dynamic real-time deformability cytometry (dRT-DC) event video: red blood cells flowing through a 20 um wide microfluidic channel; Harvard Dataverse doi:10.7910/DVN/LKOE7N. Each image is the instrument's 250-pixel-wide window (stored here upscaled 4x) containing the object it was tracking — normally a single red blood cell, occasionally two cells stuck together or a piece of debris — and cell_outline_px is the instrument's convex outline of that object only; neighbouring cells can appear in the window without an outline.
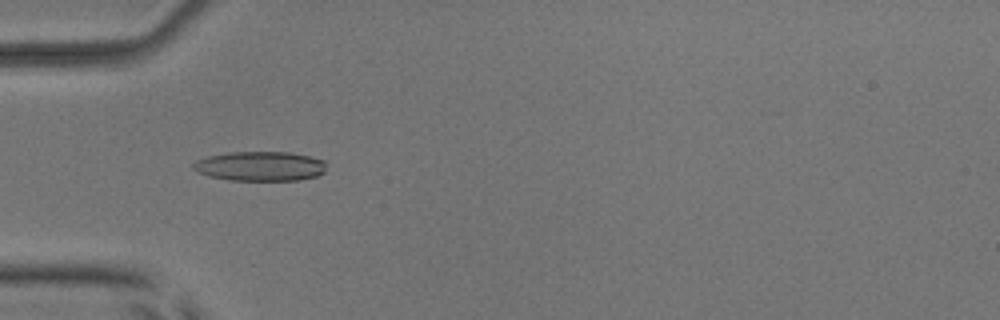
{"species": "common noctule bat (a hibernating species)", "species_latin": "Nyctalus noctula", "temperature_condition": "room temperature", "stored_images_in_passage": 53, "camera_frame_rate_fps": 3000, "um_per_image_px": 0.085, "animal": {"sex": "male", "body_mass_g": 17.9, "forearm_length_mm": 54.2}, "frame": {"image": 1, "passage_image": 17, "time_ms": 5.333, "image_size_px": [1000, 320], "cell_outline_px": [[324, 172], [316, 176], [300, 180], [228, 180], [208, 176], [196, 172], [192, 168], [192, 164], [196, 160], [208, 156], [228, 152], [292, 152], [324, 160]], "centroid_in_image_um": [22.06, 14.12], "position_along_channel_um": 62.9, "area_um2": 23.0}}
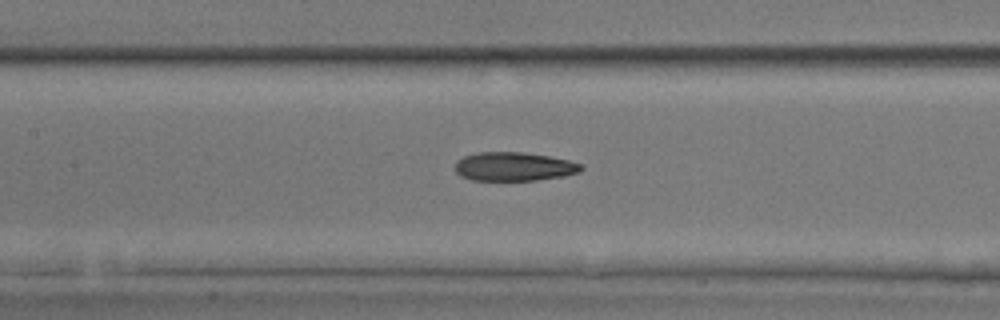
{"frame": {"image": 2, "passage_image": 25, "time_ms": 8.0, "image_size_px": [1000, 320], "cell_outline_px": [[584, 168], [580, 172], [564, 176], [536, 180], [472, 180], [460, 176], [456, 172], [456, 160], [464, 156], [476, 152], [524, 152], [548, 156], [568, 160], [580, 164]], "centroid_in_image_um": [43.67, 14.15], "position_along_channel_um": 163.7, "area_um2": 21.15}}
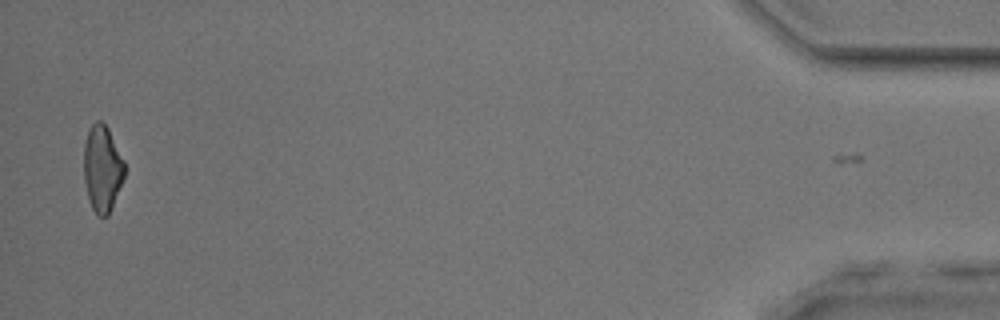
{"frame": {"image": 3, "passage_image": 52, "time_ms": 17.0, "image_size_px": [1000, 320], "cell_outline_px": [[124, 176], [112, 208], [108, 216], [100, 216], [92, 208], [88, 196], [84, 180], [84, 144], [88, 132], [92, 124], [96, 120], [100, 120], [108, 128], [124, 160]], "centroid_in_image_um": [8.69, 14.31], "position_along_channel_um": 426.5, "area_um2": 20.29}, "authors_computed_cell_mechanics": {"area_um2": 21.6172, "velocity_mm_per_s": 3.8894, "shape_relaxation_time_tau1_ms": null, "shape_relaxation_time_tau2_ms": 3.5223, "deformation_change_tau1": null, "deformation_change_tau2": 0.1179}}